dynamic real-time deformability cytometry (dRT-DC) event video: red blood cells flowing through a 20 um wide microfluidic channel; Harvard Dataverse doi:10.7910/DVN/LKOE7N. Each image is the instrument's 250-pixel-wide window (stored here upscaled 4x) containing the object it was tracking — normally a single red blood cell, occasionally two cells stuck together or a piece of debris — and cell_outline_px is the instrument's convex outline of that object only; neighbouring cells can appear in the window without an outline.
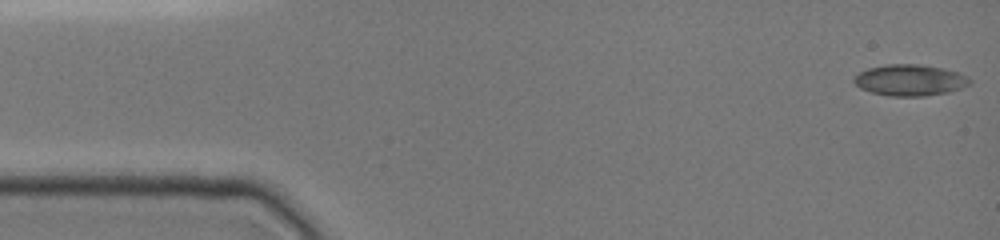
{"species": "common noctule bat (a hibernating species)", "species_latin": "Nyctalus noctula", "temperature_condition": "cold", "stored_images_in_passage": 41, "camera_frame_rate_fps": 3000, "um_per_image_px": 0.085, "animal": {"sex": "female", "body_mass_g": 19.0, "forearm_length_mm": 51.5}, "frame": {"image": 1, "passage_image": 1, "time_ms": 0.0, "image_size_px": [1000, 240], "cell_outline_px": [[972, 84], [948, 92], [924, 96], [892, 96], [872, 92], [860, 88], [852, 80], [860, 72], [868, 68], [884, 64], [920, 64], [960, 72], [968, 76], [972, 80]], "centroid_in_image_um": [77.38, 6.8], "position_along_channel_um": 7.6, "area_um2": 21.1}}
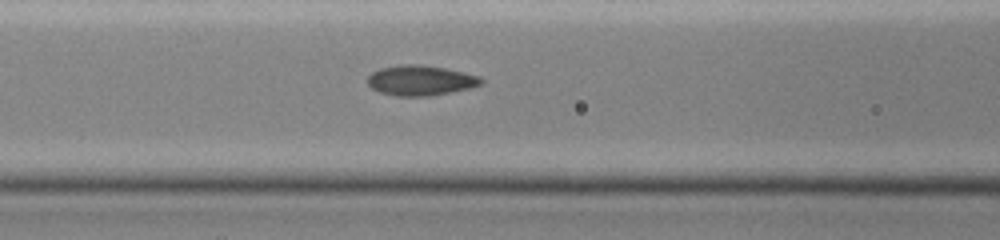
{"frame": {"image": 2, "passage_image": 18, "time_ms": 6.0, "image_size_px": [1000, 240], "cell_outline_px": [[484, 84], [468, 88], [428, 96], [396, 96], [380, 92], [372, 88], [368, 84], [368, 76], [372, 72], [380, 68], [400, 64], [416, 64], [444, 68], [464, 72], [480, 76], [484, 80]], "centroid_in_image_um": [35.75, 6.83], "position_along_channel_um": 130.9, "area_um2": 19.88}}
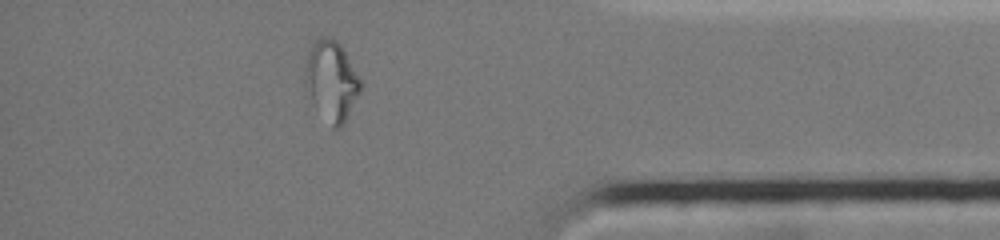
{"frame": {"image": 3, "passage_image": 35, "time_ms": 13.333, "image_size_px": [1000, 240], "cell_outline_px": [[364, 84], [344, 124], [340, 128], [332, 128], [312, 100], [304, 84], [308, 52], [312, 44], [320, 36], [328, 36], [336, 40], [340, 44]], "centroid_in_image_um": [28.2, 6.85], "position_along_channel_um": 407.0, "area_um2": 25.61}, "authors_computed_cell_mechanics": {"area_um2": 19.8832, "velocity_mm_per_s": 4.0048, "shape_relaxation_time_tau1_ms": null, "shape_relaxation_time_tau2_ms": 1.4654, "deformation_change_tau1": null, "deformation_change_tau2": 0.032}}